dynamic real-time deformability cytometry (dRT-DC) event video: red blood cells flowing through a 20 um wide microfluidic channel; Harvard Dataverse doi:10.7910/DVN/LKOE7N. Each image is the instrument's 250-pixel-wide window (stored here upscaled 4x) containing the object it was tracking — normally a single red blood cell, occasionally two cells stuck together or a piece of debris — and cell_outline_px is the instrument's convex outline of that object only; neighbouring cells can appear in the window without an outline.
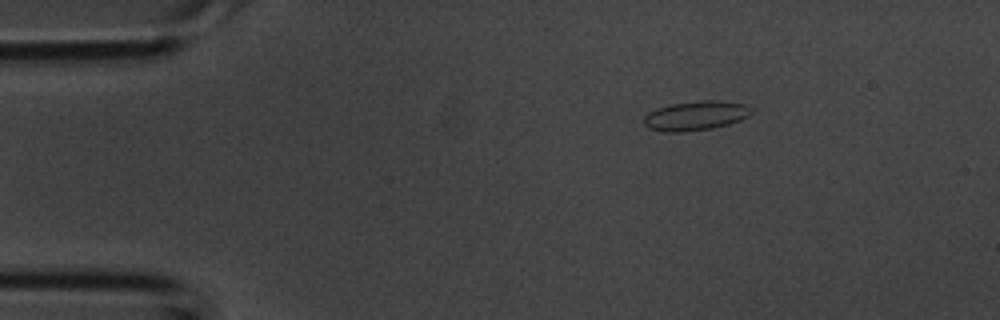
{"species": "common noctule bat (a hibernating species)", "species_latin": "Nyctalus noctula", "temperature_condition": "room temperature", "stored_images_in_passage": 2, "camera_frame_rate_fps": 3000, "um_per_image_px": 0.085, "animal": {"sex": "male", "body_mass_g": 20.1, "forearm_length_mm": 53.5}, "frame": {"image": 1, "passage_image": 1, "time_ms": 0.0, "image_size_px": [1000, 320], "cell_outline_px": [[752, 112], [748, 116], [740, 120], [728, 124], [712, 128], [680, 132], [664, 132], [648, 128], [644, 124], [644, 116], [648, 112], [656, 108], [672, 104], [700, 100], [716, 100], [744, 104], [752, 108]], "centroid_in_image_um": [59.11, 9.83], "position_along_channel_um": 25.9, "area_um2": 18.38}}
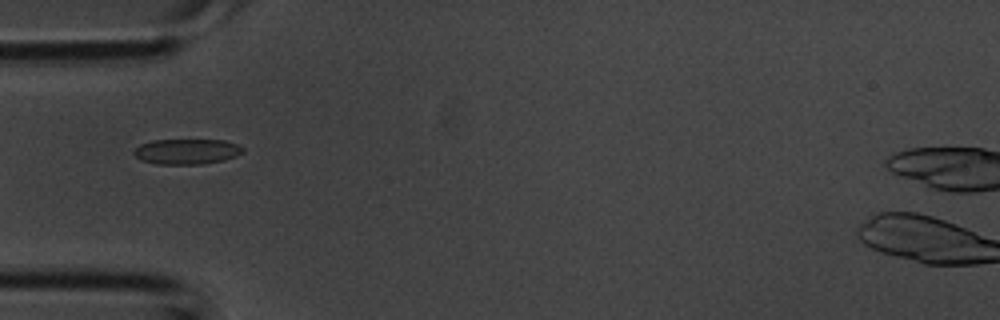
{"frame": {"image": 2, "passage_image": 2, "time_ms": 0.333, "image_size_px": [1000, 320], "cell_outline_px": [[244, 152], [236, 156], [224, 160], [204, 164], [156, 164], [140, 160], [132, 152], [140, 144], [152, 140], [224, 140], [236, 144], [244, 148]], "centroid_in_image_um": [15.87, 12.88], "position_along_channel_um": 69.1, "area_um2": 16.18}}